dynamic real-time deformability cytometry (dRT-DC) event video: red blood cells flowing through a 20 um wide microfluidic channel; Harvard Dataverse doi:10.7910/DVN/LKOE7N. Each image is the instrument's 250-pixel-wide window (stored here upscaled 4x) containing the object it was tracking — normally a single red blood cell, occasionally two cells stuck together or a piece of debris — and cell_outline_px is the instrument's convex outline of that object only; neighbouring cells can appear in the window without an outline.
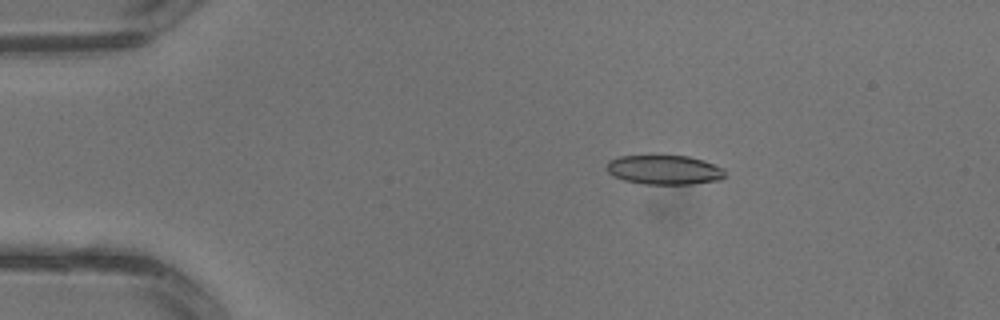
{"species": "common noctule bat (a hibernating species)", "species_latin": "Nyctalus noctula", "temperature_condition": "warm", "stored_images_in_passage": 3, "camera_frame_rate_fps": 3000, "um_per_image_px": 0.085, "animal": {"sex": "male", "body_mass_g": 13.3}, "frame": {"image": 1, "passage_image": 2, "time_ms": 0.333, "image_size_px": [1000, 320], "cell_outline_px": [[724, 176], [720, 180], [692, 184], [644, 184], [624, 180], [608, 172], [608, 160], [620, 156], [688, 156], [704, 160], [724, 168]], "centroid_in_image_um": [56.5, 14.44], "position_along_channel_um": 28.5, "area_um2": 20.11}}